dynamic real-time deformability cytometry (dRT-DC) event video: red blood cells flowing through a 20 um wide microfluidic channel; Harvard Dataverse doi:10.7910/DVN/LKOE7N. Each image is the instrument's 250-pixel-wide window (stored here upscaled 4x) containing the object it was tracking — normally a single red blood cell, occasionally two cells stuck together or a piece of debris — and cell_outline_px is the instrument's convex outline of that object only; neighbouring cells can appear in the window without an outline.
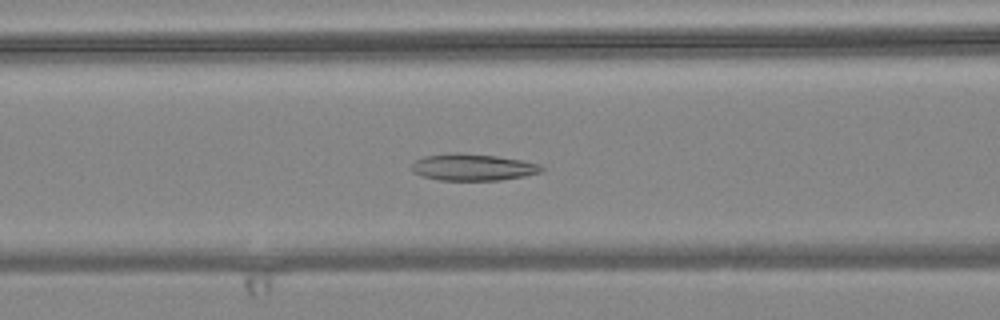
{"species": "common noctule bat (a hibernating species)", "species_latin": "Nyctalus noctula", "temperature_condition": "warm", "stored_images_in_passage": 56, "camera_frame_rate_fps": 3000, "um_per_image_px": 0.085, "animal": {"sex": "female", "body_mass_g": 24.6, "forearm_length_mm": 56.2}, "frame": {"image": 1, "passage_image": 23, "time_ms": 7.333, "image_size_px": [1000, 320], "cell_outline_px": [[544, 168], [540, 172], [524, 176], [500, 180], [440, 180], [424, 176], [412, 172], [412, 164], [416, 160], [424, 156], [456, 152], [496, 156], [520, 160], [540, 164]], "centroid_in_image_um": [40.18, 14.21], "position_along_channel_um": 126.4, "area_um2": 20.06}}
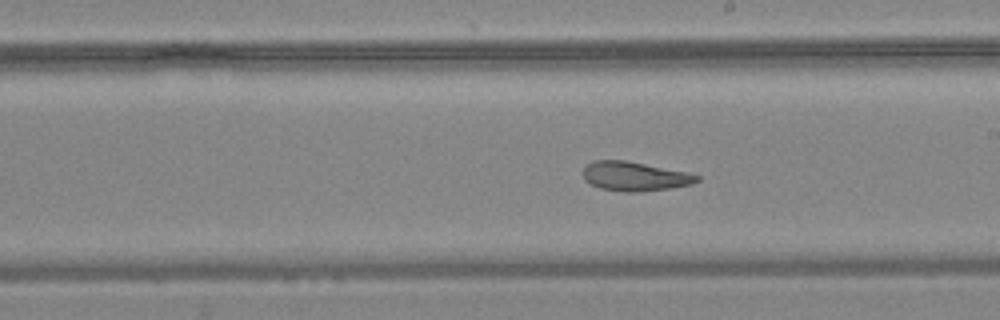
{"frame": {"image": 2, "passage_image": 32, "time_ms": 10.333, "image_size_px": [1000, 320], "cell_outline_px": [[700, 180], [692, 184], [668, 188], [640, 192], [624, 192], [600, 188], [584, 180], [584, 168], [592, 160], [624, 160], [688, 172], [700, 176]], "centroid_in_image_um": [53.96, 14.99], "position_along_channel_um": 235.0, "area_um2": 19.31}}
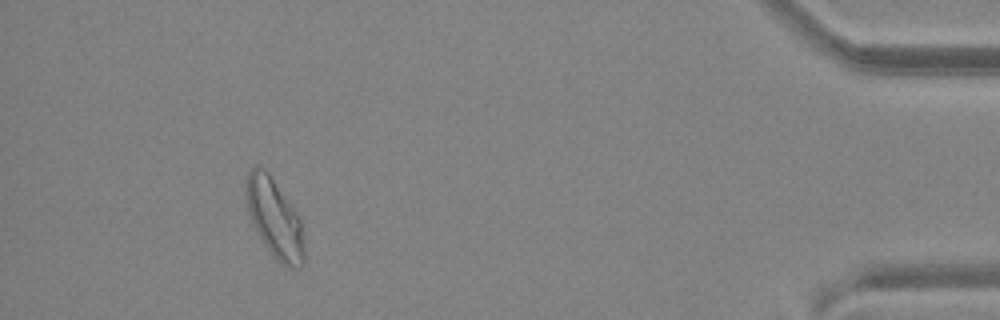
{"frame": {"image": 3, "passage_image": 52, "time_ms": 17.0, "image_size_px": [1000, 320], "cell_outline_px": [[304, 264], [300, 268], [288, 268], [276, 260], [264, 244], [252, 224], [248, 212], [244, 196], [244, 184], [248, 172], [252, 168], [264, 168], [268, 172], [300, 216], [304, 244]], "centroid_in_image_um": [23.33, 18.57], "position_along_channel_um": 411.9, "area_um2": 27.11}, "authors_computed_cell_mechanics": {"area_um2": 23.2645, "velocity_mm_per_s": 3.6196, "shape_relaxation_time_tau1_ms": null, "shape_relaxation_time_tau2_ms": 3.3775, "deformation_change_tau1": null, "deformation_change_tau2": 0.0994}}